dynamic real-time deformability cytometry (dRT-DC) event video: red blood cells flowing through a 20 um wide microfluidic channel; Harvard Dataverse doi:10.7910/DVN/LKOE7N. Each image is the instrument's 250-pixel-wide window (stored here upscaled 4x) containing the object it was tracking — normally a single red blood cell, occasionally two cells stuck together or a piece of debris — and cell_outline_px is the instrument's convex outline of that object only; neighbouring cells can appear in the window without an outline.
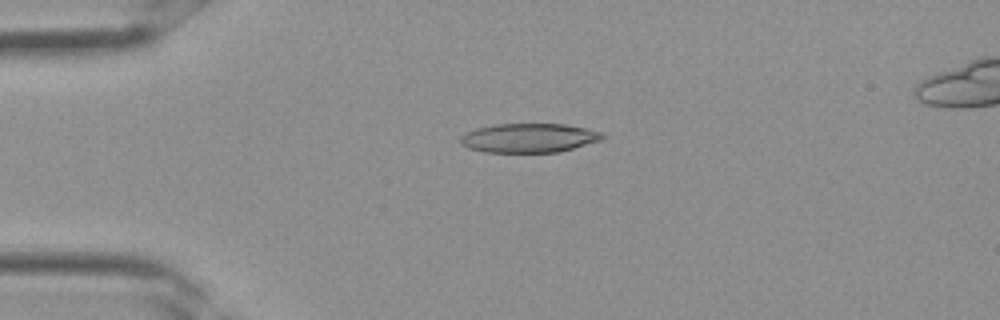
{"species": "Egyptian fruit bat (a non-hibernating species)", "species_latin": "Rousettus aegyptiacus", "temperature_condition": "room temperature", "stored_images_in_passage": 3, "camera_frame_rate_fps": 3000, "um_per_image_px": 0.085, "frame": {"image": 1, "passage_image": 2, "time_ms": 0.333, "image_size_px": [1000, 320], "cell_outline_px": [[604, 136], [600, 140], [560, 152], [484, 152], [468, 148], [460, 144], [460, 136], [476, 128], [496, 124], [564, 124], [588, 128], [600, 132]], "centroid_in_image_um": [44.93, 11.72], "position_along_channel_um": 40.1, "area_um2": 24.04}}